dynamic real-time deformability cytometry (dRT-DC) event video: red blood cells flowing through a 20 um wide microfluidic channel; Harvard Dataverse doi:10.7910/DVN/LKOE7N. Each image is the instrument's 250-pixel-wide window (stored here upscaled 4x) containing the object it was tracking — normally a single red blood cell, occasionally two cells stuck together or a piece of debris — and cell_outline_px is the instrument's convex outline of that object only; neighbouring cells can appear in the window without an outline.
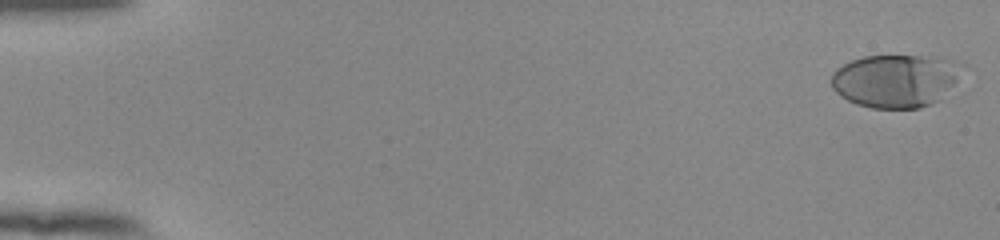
{"species": "human", "species_latin": "Homo sapiens", "temperature_condition": "room temperature", "stored_images_in_passage": 54, "camera_frame_rate_fps": 3000, "um_per_image_px": 0.085, "donor": {"sex": "female"}, "frame": {"image": 1, "passage_image": 1, "time_ms": 0.0, "image_size_px": [1000, 240], "cell_outline_px": [[964, 64], [956, 80], [940, 100], [920, 108], [872, 108], [856, 104], [840, 96], [832, 88], [828, 80], [832, 72], [836, 68], [852, 60], [864, 56], [920, 56], [952, 60]], "centroid_in_image_um": [76.06, 6.86], "position_along_channel_um": 8.9, "area_um2": 40.52}}
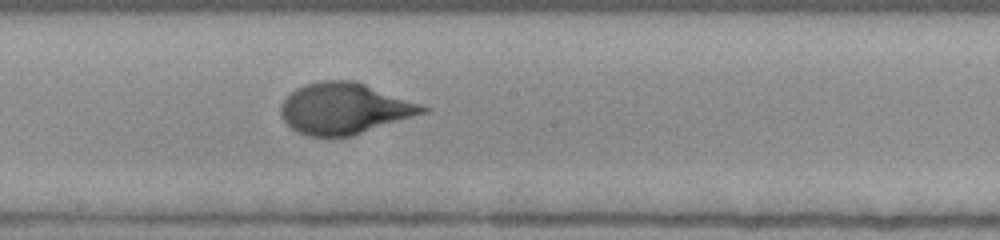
{"frame": {"image": 2, "passage_image": 31, "time_ms": 10.0, "image_size_px": [1000, 240], "cell_outline_px": [[432, 108], [428, 112], [352, 136], [308, 136], [296, 132], [280, 116], [280, 108], [284, 100], [296, 88], [304, 84], [320, 80], [356, 80]], "centroid_in_image_um": [29.29, 9.21], "position_along_channel_um": 218.9, "area_um2": 42.43}}
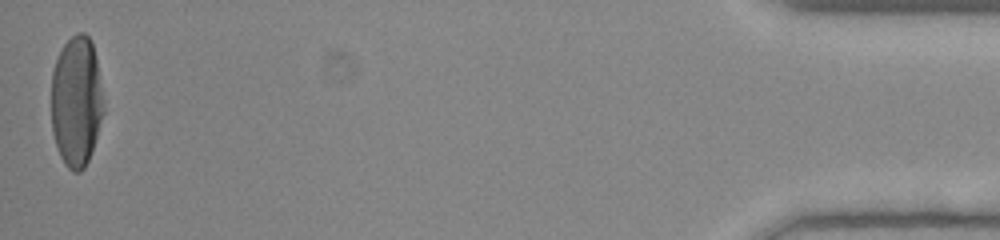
{"frame": {"image": 3, "passage_image": 54, "time_ms": 17.667, "image_size_px": [1000, 240], "cell_outline_px": [[104, 112], [88, 160], [84, 168], [80, 172], [72, 172], [64, 164], [60, 156], [52, 132], [52, 72], [56, 60], [64, 44], [76, 32], [84, 32], [92, 40], [104, 96]], "centroid_in_image_um": [6.5, 8.61], "position_along_channel_um": 428.7, "area_um2": 39.94}, "authors_computed_cell_mechanics": {"area_um2": 40.2866, "velocity_mm_per_s": 3.8454, "shape_relaxation_time_tau1_ms": 3.9752, "shape_relaxation_time_tau2_ms": null, "deformation_change_tau1": 0.2027, "deformation_change_tau2": null}}